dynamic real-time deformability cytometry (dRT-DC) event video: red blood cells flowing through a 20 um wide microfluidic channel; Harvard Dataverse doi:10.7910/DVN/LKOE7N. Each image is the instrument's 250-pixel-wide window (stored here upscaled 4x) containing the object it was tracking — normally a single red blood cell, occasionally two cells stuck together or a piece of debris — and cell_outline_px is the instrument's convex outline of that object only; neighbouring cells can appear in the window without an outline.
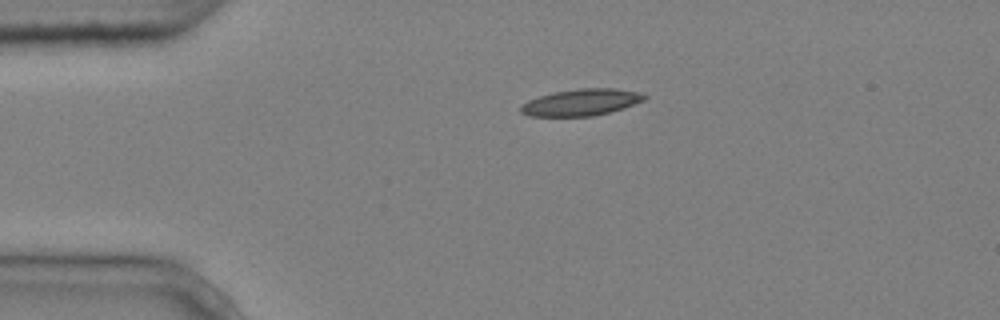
{"species": "common noctule bat (a hibernating species)", "species_latin": "Nyctalus noctula", "temperature_condition": "cold", "stored_images_in_passage": 2, "camera_frame_rate_fps": 3000, "um_per_image_px": 0.085, "animal": {"sex": "male", "body_mass_g": 20.4}, "frame": {"image": 1, "passage_image": 1, "time_ms": 0.0, "image_size_px": [1000, 320], "cell_outline_px": [[648, 96], [644, 100], [624, 108], [592, 116], [528, 116], [520, 112], [520, 104], [528, 100], [552, 92], [580, 88], [616, 88], [636, 92]], "centroid_in_image_um": [49.36, 8.69], "position_along_channel_um": 35.6, "area_um2": 19.19}}